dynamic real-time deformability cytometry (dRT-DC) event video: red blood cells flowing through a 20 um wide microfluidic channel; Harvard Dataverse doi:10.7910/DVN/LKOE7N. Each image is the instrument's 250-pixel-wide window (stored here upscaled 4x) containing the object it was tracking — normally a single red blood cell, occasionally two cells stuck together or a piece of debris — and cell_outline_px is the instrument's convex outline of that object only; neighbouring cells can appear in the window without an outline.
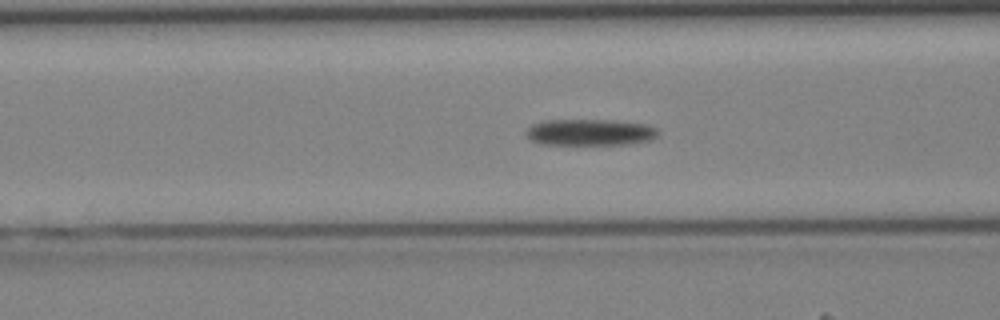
{"species": "Egyptian fruit bat (a non-hibernating species)", "species_latin": "Rousettus aegyptiacus", "temperature_condition": "cold", "stored_images_in_passage": 30, "camera_frame_rate_fps": 3000, "um_per_image_px": 0.085, "animal": {"sex": "female"}, "frame": {"image": 1, "passage_image": 4, "time_ms": 1.0, "image_size_px": [1000, 320], "cell_outline_px": [[660, 132], [656, 136], [648, 140], [624, 144], [540, 144], [532, 140], [524, 132], [532, 124], [544, 120], [616, 120], [648, 124], [656, 128]], "centroid_in_image_um": [50.15, 11.23], "position_along_channel_um": 116.5, "area_um2": 20.29}}
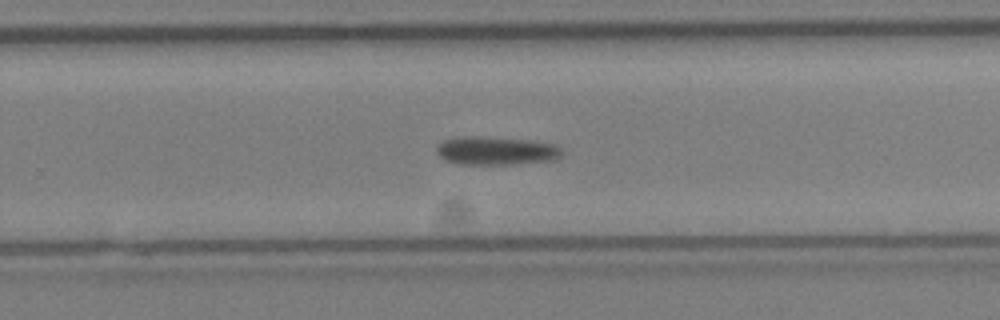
{"frame": {"image": 2, "passage_image": 15, "time_ms": 4.667, "image_size_px": [1000, 320], "cell_outline_px": [[560, 156], [552, 160], [512, 164], [460, 164], [448, 160], [440, 156], [436, 152], [436, 148], [444, 140], [456, 136], [480, 136], [528, 140], [556, 144], [560, 148]], "centroid_in_image_um": [42.14, 12.8], "position_along_channel_um": 287.7, "area_um2": 20.52}}
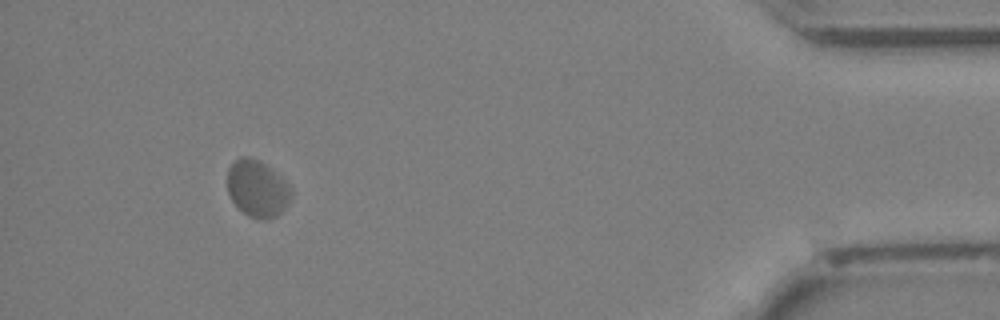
{"frame": {"image": 3, "passage_image": 27, "time_ms": 8.667, "image_size_px": [1000, 320], "cell_outline_px": [[292, 196], [288, 204], [276, 216], [268, 220], [260, 220], [248, 216], [232, 200], [228, 192], [228, 168], [236, 160], [244, 156], [248, 156], [260, 160], [272, 168], [292, 188]], "centroid_in_image_um": [21.9, 16.03], "position_along_channel_um": 413.3, "area_um2": 21.15}}